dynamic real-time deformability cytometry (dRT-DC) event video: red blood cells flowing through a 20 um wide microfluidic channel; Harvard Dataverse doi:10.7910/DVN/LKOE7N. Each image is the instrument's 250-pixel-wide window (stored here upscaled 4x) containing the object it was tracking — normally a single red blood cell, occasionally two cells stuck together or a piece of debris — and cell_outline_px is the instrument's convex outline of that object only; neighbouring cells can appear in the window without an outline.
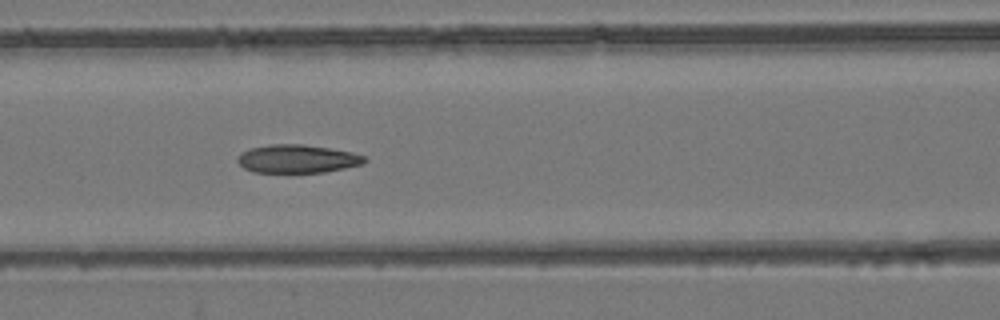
{"species": "common noctule bat (a hibernating species)", "species_latin": "Nyctalus noctula", "temperature_condition": "room temperature", "stored_images_in_passage": 11, "segment_of_instrument_passage": [1, 2], "camera_frame_rate_fps": 3000, "um_per_image_px": 0.085, "animal": {"sex": "female", "body_mass_g": 24.6, "forearm_length_mm": 56.2}, "frame": {"image": 1, "passage_image": 7, "time_ms": 6.667, "image_size_px": [1000, 320], "cell_outline_px": [[368, 160], [364, 164], [324, 172], [252, 172], [244, 168], [236, 160], [236, 156], [240, 152], [252, 148], [272, 144], [300, 144], [328, 148], [352, 152], [364, 156]], "centroid_in_image_um": [25.26, 13.5], "position_along_channel_um": 141.3, "area_um2": 20.87}}
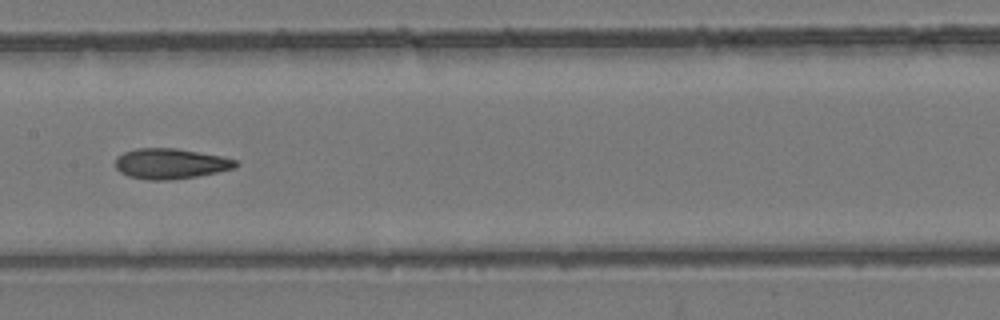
{"frame": {"image": 2, "passage_image": 8, "time_ms": 8.0, "image_size_px": [1000, 320], "cell_outline_px": [[240, 164], [236, 168], [196, 176], [168, 180], [148, 180], [128, 176], [120, 172], [116, 168], [116, 156], [124, 152], [136, 148], [176, 148], [220, 156], [236, 160]], "centroid_in_image_um": [14.48, 13.91], "position_along_channel_um": 192.9, "area_um2": 21.27}}
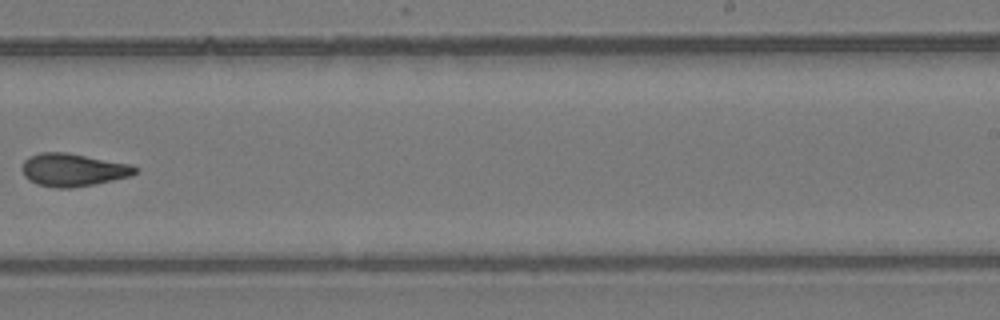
{"frame": {"image": 3, "passage_image": 10, "time_ms": 10.333, "image_size_px": [1000, 320], "cell_outline_px": [[136, 172], [132, 176], [72, 188], [56, 188], [36, 184], [28, 180], [24, 176], [20, 168], [24, 160], [28, 156], [40, 152], [68, 152], [132, 164], [136, 168]], "centroid_in_image_um": [6.16, 14.43], "position_along_channel_um": 282.8, "area_um2": 21.91}}